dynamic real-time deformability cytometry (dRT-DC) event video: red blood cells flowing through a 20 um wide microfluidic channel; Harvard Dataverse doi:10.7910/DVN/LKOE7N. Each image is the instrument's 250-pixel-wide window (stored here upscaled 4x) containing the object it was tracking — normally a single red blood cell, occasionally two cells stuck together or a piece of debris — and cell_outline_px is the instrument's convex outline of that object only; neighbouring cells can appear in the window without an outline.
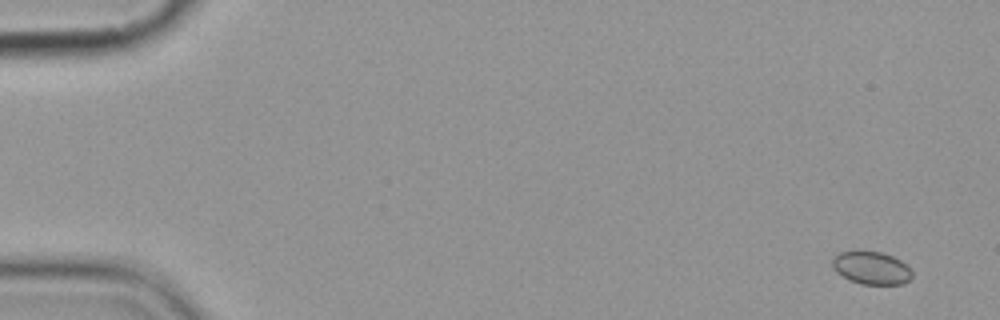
{"species": "common noctule bat (a hibernating species)", "species_latin": "Nyctalus noctula", "temperature_condition": "cold", "stored_images_in_passage": 15, "camera_frame_rate_fps": 3000, "um_per_image_px": 0.085, "animal": {"sex": "female", "body_mass_g": 19.9}, "frame": {"image": 1, "passage_image": 1, "time_ms": 0.0, "image_size_px": [1000, 320], "cell_outline_px": [[912, 276], [904, 284], [860, 284], [848, 280], [836, 272], [832, 268], [832, 260], [840, 252], [880, 252], [892, 256], [900, 260], [912, 272]], "centroid_in_image_um": [74.05, 22.8], "position_along_channel_um": 11.0, "area_um2": 15.03}}
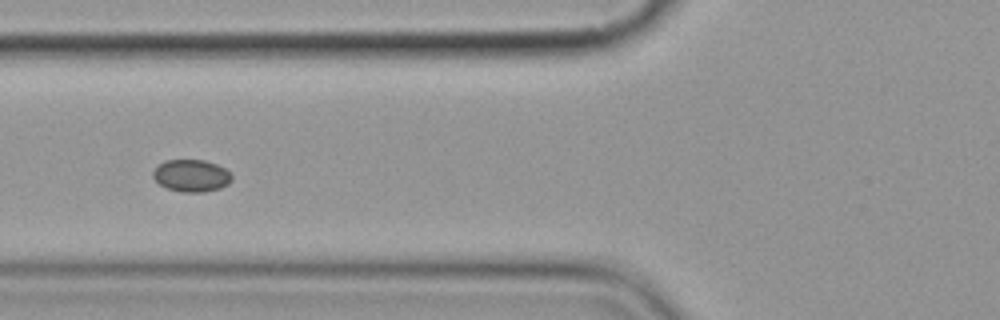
{"frame": {"image": 2, "passage_image": 6, "time_ms": 6.667, "image_size_px": [1000, 320], "cell_outline_px": [[232, 180], [228, 184], [220, 188], [204, 192], [180, 192], [168, 188], [160, 184], [152, 176], [152, 172], [164, 160], [204, 160], [216, 164], [232, 172]], "centroid_in_image_um": [16.29, 14.93], "position_along_channel_um": 109.5, "area_um2": 14.8}}
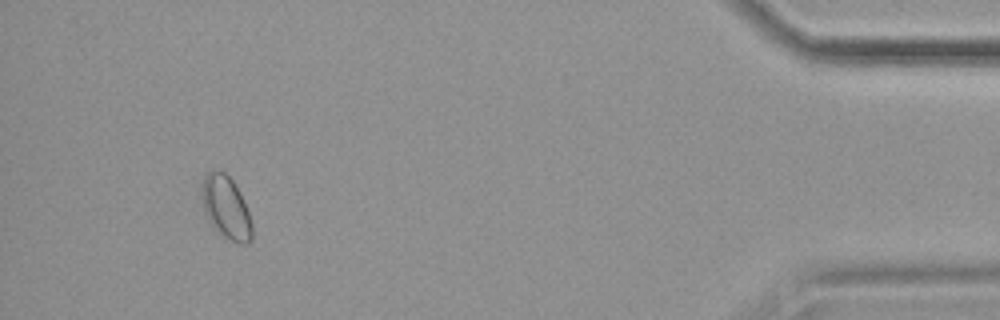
{"frame": {"image": 3, "passage_image": 14, "time_ms": 17.0, "image_size_px": [1000, 320], "cell_outline_px": [[252, 240], [248, 244], [240, 244], [216, 232], [208, 220], [204, 212], [204, 176], [212, 168], [216, 168], [224, 172], [232, 180], [240, 192], [248, 212], [252, 224]], "centroid_in_image_um": [19.24, 17.65], "position_along_channel_um": 416.0, "area_um2": 18.15}, "authors_computed_cell_mechanics": {"area_um2": 14.8546, "velocity_mm_per_s": 3.5584, "shape_relaxation_time_tau1_ms": null, "shape_relaxation_time_tau2_ms": 2.1259, "deformation_change_tau1": null, "deformation_change_tau2": 0.0233}}